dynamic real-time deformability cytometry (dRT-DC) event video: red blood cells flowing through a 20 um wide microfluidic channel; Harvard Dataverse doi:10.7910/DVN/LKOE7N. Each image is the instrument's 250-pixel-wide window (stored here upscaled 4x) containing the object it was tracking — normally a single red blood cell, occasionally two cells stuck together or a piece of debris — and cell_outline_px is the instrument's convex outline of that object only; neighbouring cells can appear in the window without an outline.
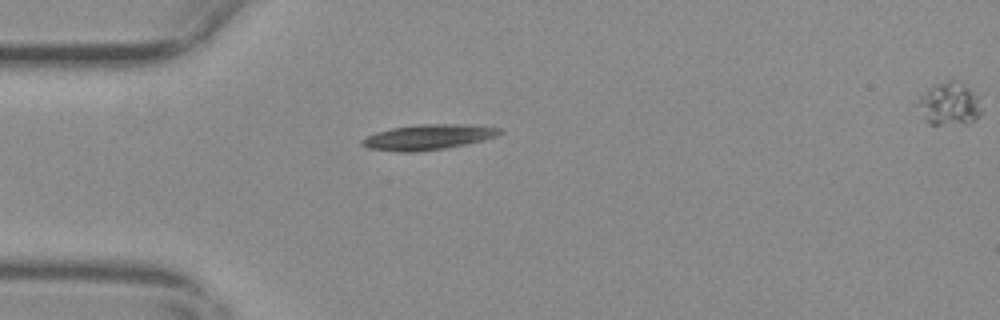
{"species": "common noctule bat (a hibernating species)", "species_latin": "Nyctalus noctula", "temperature_condition": "warm", "stored_images_in_passage": 42, "camera_frame_rate_fps": 3000, "um_per_image_px": 0.085, "animal": {"sex": "female", "body_mass_g": 29.2, "forearm_length_mm": 56.3}, "frame": {"image": 1, "passage_image": 1, "time_ms": 0.0, "image_size_px": [1000, 320], "cell_outline_px": [[504, 132], [496, 136], [484, 140], [444, 148], [416, 152], [400, 152], [368, 148], [360, 144], [360, 140], [376, 132], [392, 128], [416, 124], [472, 124], [500, 128]], "centroid_in_image_um": [36.4, 11.64], "position_along_channel_um": 48.6, "area_um2": 20.35}}
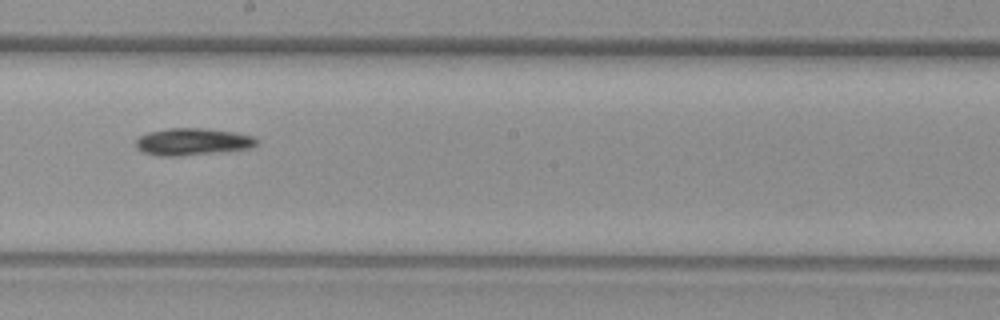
{"frame": {"image": 2, "passage_image": 17, "time_ms": 5.333, "image_size_px": [1000, 320], "cell_outline_px": [[260, 140], [252, 148], [220, 152], [176, 156], [160, 156], [144, 152], [136, 148], [136, 140], [140, 136], [148, 132], [168, 128], [200, 128], [236, 132], [252, 136]], "centroid_in_image_um": [16.39, 12.04], "position_along_channel_um": 231.8, "area_um2": 19.07}}
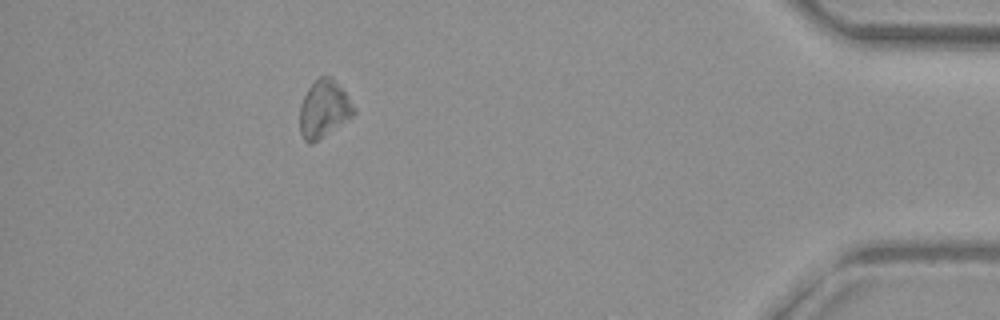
{"frame": {"image": 3, "passage_image": 36, "time_ms": 11.667, "image_size_px": [1000, 320], "cell_outline_px": [[356, 112], [352, 116], [324, 136], [308, 144], [304, 140], [300, 132], [300, 104], [308, 88], [320, 76], [332, 76], [356, 108]], "centroid_in_image_um": [27.52, 9.26], "position_along_channel_um": 407.7, "area_um2": 17.8}, "authors_computed_cell_mechanics": {"area_um2": 18.3226, "velocity_mm_per_s": 3.6852, "shape_relaxation_time_tau1_ms": 4.2106, "shape_relaxation_time_tau2_ms": null, "deformation_change_tau1": 0.1039, "deformation_change_tau2": null}}